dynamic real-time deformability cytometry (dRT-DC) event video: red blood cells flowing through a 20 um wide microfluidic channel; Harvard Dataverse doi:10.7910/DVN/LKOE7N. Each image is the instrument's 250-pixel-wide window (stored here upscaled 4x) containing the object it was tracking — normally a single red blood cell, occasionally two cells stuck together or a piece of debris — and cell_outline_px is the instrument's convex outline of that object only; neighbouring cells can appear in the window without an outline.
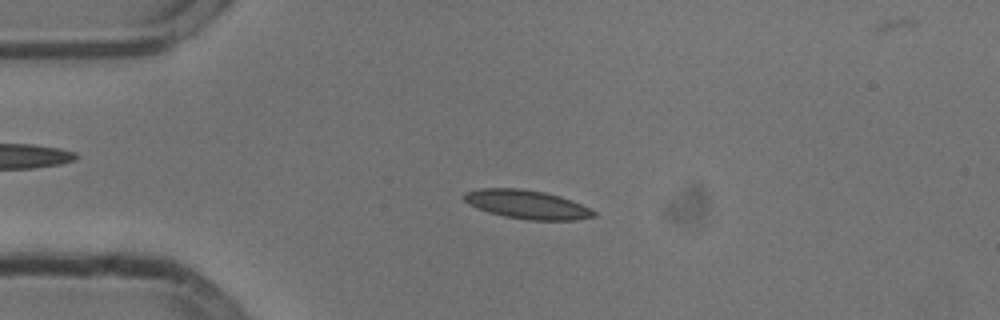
{"species": "common noctule bat (a hibernating species)", "species_latin": "Nyctalus noctula", "temperature_condition": "cold", "stored_images_in_passage": 53, "camera_frame_rate_fps": 3000, "um_per_image_px": 0.085, "animal": {"sex": "male", "body_mass_g": 13.3}, "frame": {"image": 1, "passage_image": 12, "time_ms": 3.667, "image_size_px": [1000, 320], "cell_outline_px": [[596, 216], [576, 220], [528, 220], [504, 216], [488, 212], [468, 204], [464, 200], [464, 192], [480, 188], [520, 188], [544, 192], [560, 196], [572, 200], [596, 212]], "centroid_in_image_um": [44.78, 17.37], "position_along_channel_um": 40.2, "area_um2": 21.68}}
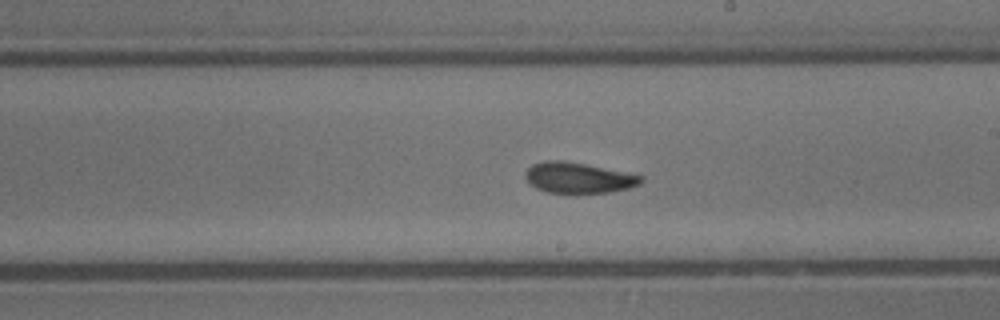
{"frame": {"image": 2, "passage_image": 30, "time_ms": 9.667, "image_size_px": [1000, 320], "cell_outline_px": [[644, 180], [640, 184], [628, 188], [608, 192], [576, 196], [544, 192], [536, 188], [524, 176], [524, 172], [532, 164], [544, 160], [564, 160], [644, 176]], "centroid_in_image_um": [49.13, 15.15], "position_along_channel_um": 239.9, "area_um2": 21.33}}
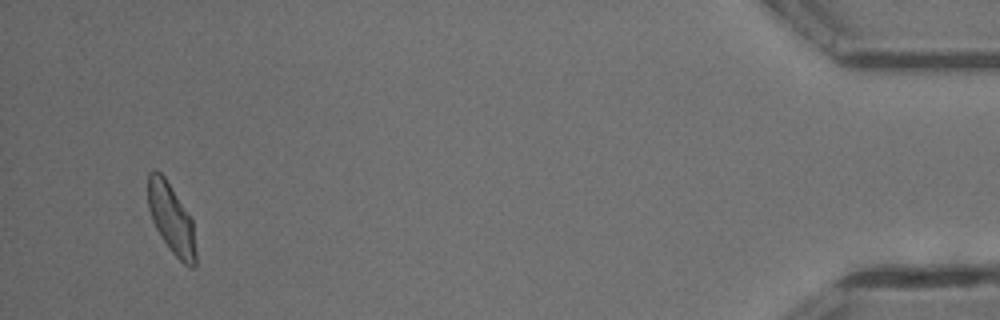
{"frame": {"image": 3, "passage_image": 51, "time_ms": 16.667, "image_size_px": [1000, 320], "cell_outline_px": [[196, 268], [188, 268], [172, 252], [160, 236], [152, 220], [148, 208], [148, 172], [152, 168], [156, 168], [164, 176], [192, 220], [196, 252]], "centroid_in_image_um": [14.55, 18.6], "position_along_channel_um": 420.6, "area_um2": 19.48}, "authors_computed_cell_mechanics": {"area_um2": 20.5768, "velocity_mm_per_s": 3.7769, "shape_relaxation_time_tau1_ms": 5.4158, "shape_relaxation_time_tau2_ms": 1.5215, "deformation_change_tau1": 0.1327, "deformation_change_tau2": 0.0784}}